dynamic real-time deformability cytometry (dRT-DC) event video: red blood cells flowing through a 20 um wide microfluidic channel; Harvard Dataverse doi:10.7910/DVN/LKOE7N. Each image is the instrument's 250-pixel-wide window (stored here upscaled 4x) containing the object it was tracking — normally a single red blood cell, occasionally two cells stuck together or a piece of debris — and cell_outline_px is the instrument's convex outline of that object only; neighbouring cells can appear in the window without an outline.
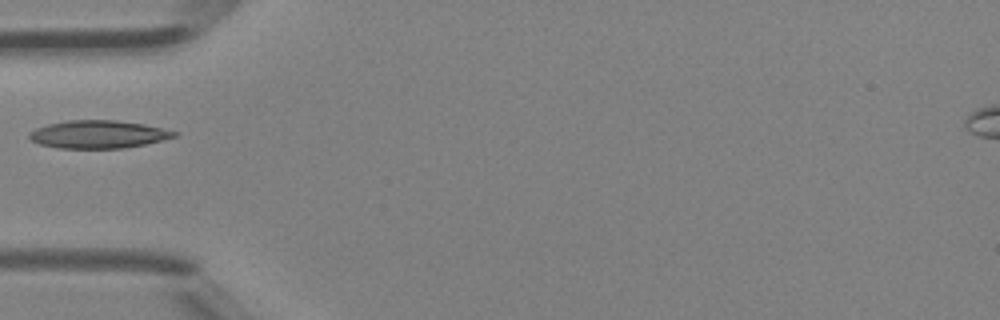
{"species": "Egyptian fruit bat (a non-hibernating species)", "species_latin": "Rousettus aegyptiacus", "temperature_condition": "room temperature", "stored_images_in_passage": 3, "camera_frame_rate_fps": 3000, "um_per_image_px": 0.085, "animal": {"sex": "female"}, "frame": {"image": 1, "passage_image": 3, "time_ms": 0.667, "image_size_px": [1000, 320], "cell_outline_px": [[180, 132], [176, 136], [144, 144], [124, 148], [60, 148], [40, 144], [32, 140], [28, 136], [28, 132], [36, 128], [48, 124], [68, 120], [116, 120], [144, 124]], "centroid_in_image_um": [8.34, 11.41], "position_along_channel_um": 76.7, "area_um2": 23.41}}